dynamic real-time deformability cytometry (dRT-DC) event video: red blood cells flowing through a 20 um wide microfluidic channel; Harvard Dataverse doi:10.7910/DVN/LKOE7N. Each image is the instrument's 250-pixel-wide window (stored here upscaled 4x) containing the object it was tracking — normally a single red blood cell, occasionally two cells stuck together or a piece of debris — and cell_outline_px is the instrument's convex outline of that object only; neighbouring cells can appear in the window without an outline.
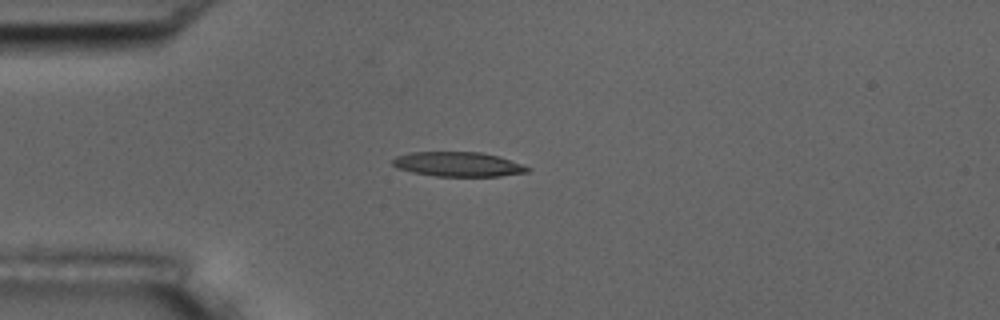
{"species": "common noctule bat (a hibernating species)", "species_latin": "Nyctalus noctula", "temperature_condition": "room temperature", "stored_images_in_passage": 9, "camera_frame_rate_fps": 3000, "um_per_image_px": 0.085, "animal": {"sex": "male", "body_mass_g": 17.5, "forearm_length_mm": 52.3}, "frame": {"image": 1, "passage_image": 4, "time_ms": 3.667, "image_size_px": [1000, 320], "cell_outline_px": [[532, 168], [528, 172], [500, 176], [436, 176], [412, 172], [396, 168], [392, 164], [392, 160], [396, 156], [408, 152], [480, 152], [500, 156]], "centroid_in_image_um": [38.93, 13.96], "position_along_channel_um": 46.1, "area_um2": 19.42}}
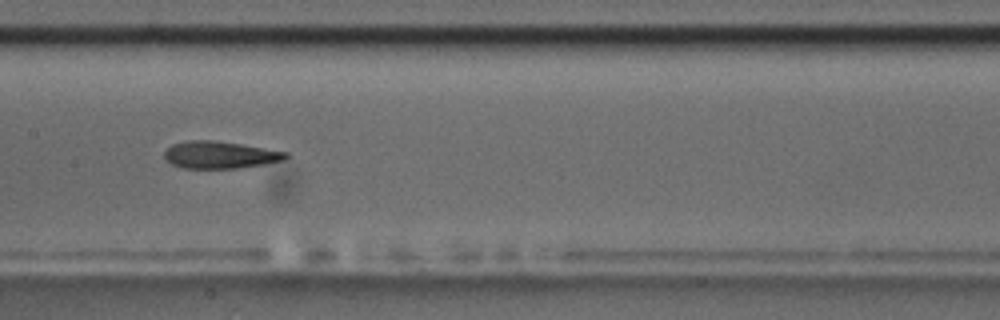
{"frame": {"image": 2, "passage_image": 8, "time_ms": 8.0, "image_size_px": [1000, 320], "cell_outline_px": [[288, 156], [284, 160], [264, 164], [240, 168], [184, 168], [172, 164], [164, 160], [164, 152], [172, 144], [188, 140], [212, 140], [240, 144], [288, 152]], "centroid_in_image_um": [18.67, 13.17], "position_along_channel_um": 188.7, "area_um2": 19.19}}
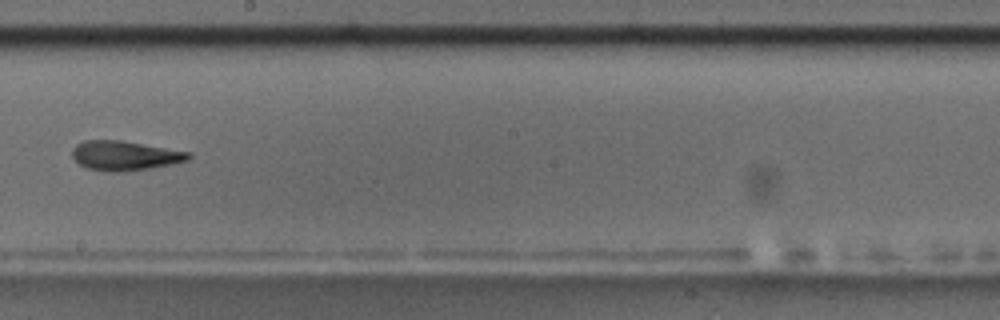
{"frame": {"image": 3, "passage_image": 9, "time_ms": 9.333, "image_size_px": [1000, 320], "cell_outline_px": [[192, 156], [188, 160], [172, 164], [148, 168], [120, 172], [108, 172], [88, 168], [80, 164], [72, 156], [72, 148], [76, 144], [84, 140], [120, 140], [192, 152]], "centroid_in_image_um": [10.62, 13.22], "position_along_channel_um": 237.6, "area_um2": 20.0}}